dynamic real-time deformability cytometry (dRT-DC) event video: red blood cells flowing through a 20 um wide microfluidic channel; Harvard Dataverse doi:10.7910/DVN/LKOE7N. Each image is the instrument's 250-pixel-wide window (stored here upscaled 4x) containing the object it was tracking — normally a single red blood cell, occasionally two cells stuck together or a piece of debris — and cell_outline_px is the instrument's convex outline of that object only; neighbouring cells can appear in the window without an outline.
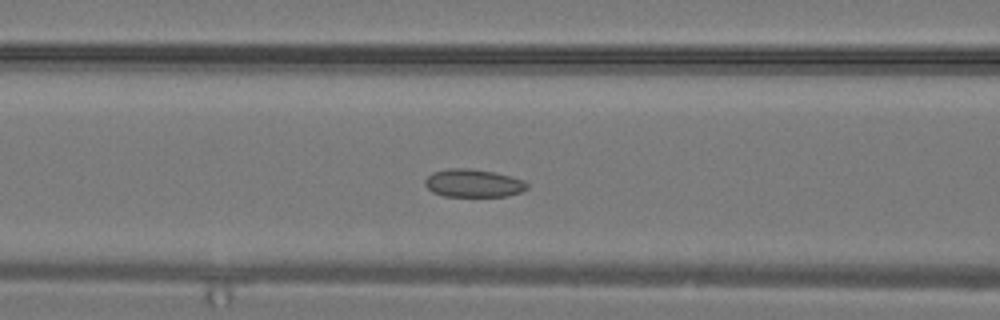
{"species": "common noctule bat (a hibernating species)", "species_latin": "Nyctalus noctula", "temperature_condition": "warm", "stored_images_in_passage": 28, "camera_frame_rate_fps": 3000, "um_per_image_px": 0.085, "animal": {"sex": "male", "body_mass_g": 19.2, "forearm_length_mm": 51.8}, "frame": {"image": 1, "passage_image": 10, "time_ms": 3.0, "image_size_px": [1000, 320], "cell_outline_px": [[528, 188], [520, 192], [504, 196], [444, 196], [432, 192], [424, 184], [424, 180], [432, 172], [448, 168], [468, 168], [496, 172], [524, 180], [528, 184]], "centroid_in_image_um": [40.21, 15.56], "position_along_channel_um": 126.4, "area_um2": 16.7}}
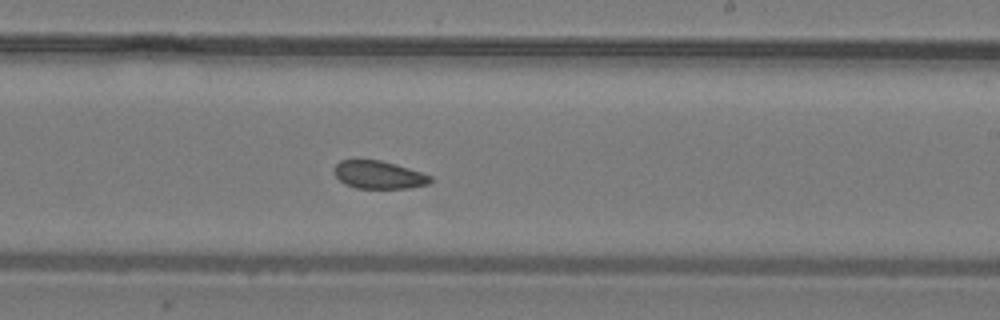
{"frame": {"image": 2, "passage_image": 16, "time_ms": 5.0, "image_size_px": [1000, 320], "cell_outline_px": [[432, 180], [428, 184], [412, 188], [356, 188], [344, 184], [336, 176], [336, 164], [340, 160], [380, 160], [408, 168], [432, 176]], "centroid_in_image_um": [32.22, 14.87], "position_along_channel_um": 256.8, "area_um2": 15.43}}
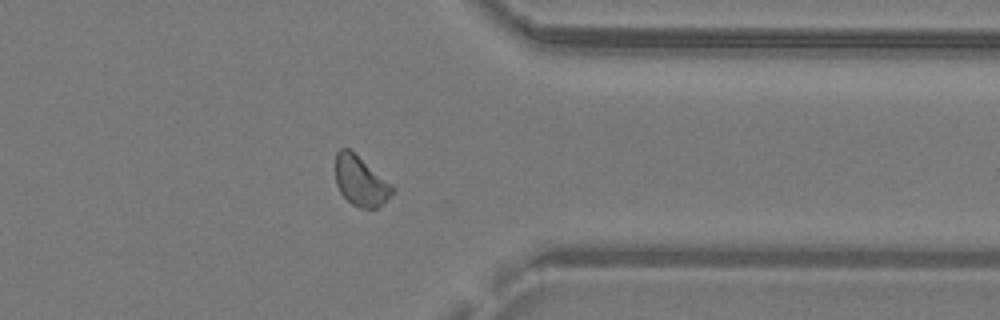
{"frame": {"image": 3, "passage_image": 22, "time_ms": 7.0, "image_size_px": [1000, 320], "cell_outline_px": [[396, 188], [384, 204], [376, 208], [360, 208], [352, 204], [340, 192], [336, 184], [336, 152], [340, 148], [348, 148], [392, 184]], "centroid_in_image_um": [30.66, 15.41], "position_along_channel_um": 380.7, "area_um2": 16.42}}